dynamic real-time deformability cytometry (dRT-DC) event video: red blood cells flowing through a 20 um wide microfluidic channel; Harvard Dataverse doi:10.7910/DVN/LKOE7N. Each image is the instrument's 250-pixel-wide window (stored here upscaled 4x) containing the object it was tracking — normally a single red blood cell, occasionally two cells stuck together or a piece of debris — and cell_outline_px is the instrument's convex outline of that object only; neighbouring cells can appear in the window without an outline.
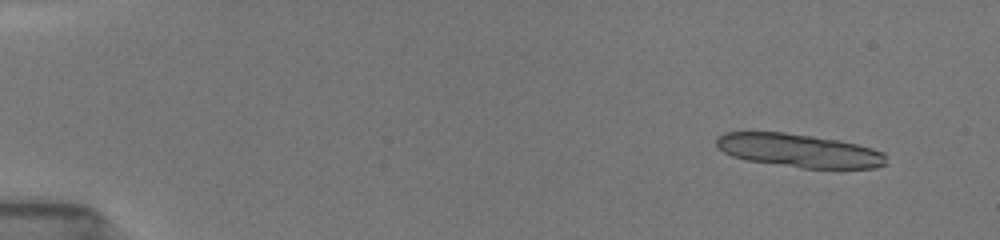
{"species": "common noctule bat (a hibernating species)", "species_latin": "Nyctalus noctula", "temperature_condition": "room temperature", "stored_images_in_passage": 17, "camera_frame_rate_fps": 3000, "um_per_image_px": 0.085, "animal": {"sex": "female", "body_mass_g": 19.5, "forearm_length_mm": 54.1}, "frame": {"image": 1, "passage_image": 5, "time_ms": 1.333, "image_size_px": [1000, 240], "cell_outline_px": [[884, 164], [876, 168], [804, 168], [744, 160], [732, 156], [724, 152], [716, 144], [716, 136], [724, 132], [784, 132], [812, 136], [836, 140], [856, 144], [872, 148], [884, 152]], "centroid_in_image_um": [67.86, 12.79], "position_along_channel_um": 17.1, "area_um2": 32.83}}